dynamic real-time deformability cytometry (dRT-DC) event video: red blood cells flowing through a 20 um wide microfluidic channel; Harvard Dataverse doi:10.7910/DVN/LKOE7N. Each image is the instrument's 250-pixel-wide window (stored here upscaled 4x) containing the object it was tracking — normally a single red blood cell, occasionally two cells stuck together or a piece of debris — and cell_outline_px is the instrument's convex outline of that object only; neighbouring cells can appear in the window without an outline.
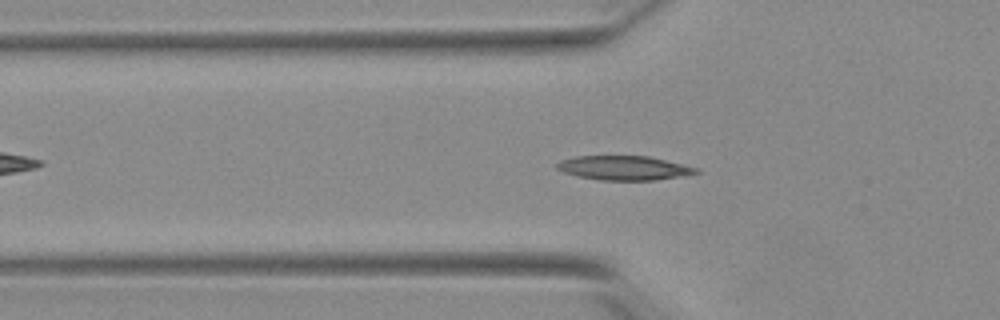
{"species": "Egyptian fruit bat (a non-hibernating species)", "species_latin": "Rousettus aegyptiacus", "temperature_condition": "warm", "stored_images_in_passage": 47, "camera_frame_rate_fps": 3000, "um_per_image_px": 0.085, "animal": {"sex": "female"}, "frame": {"image": 1, "passage_image": 11, "time_ms": 3.333, "image_size_px": [1000, 320], "cell_outline_px": [[700, 172], [684, 176], [656, 180], [600, 180], [576, 176], [564, 172], [556, 168], [556, 164], [560, 160], [576, 156], [648, 156], [696, 168]], "centroid_in_image_um": [52.99, 14.28], "position_along_channel_um": 72.8, "area_um2": 19.54}}
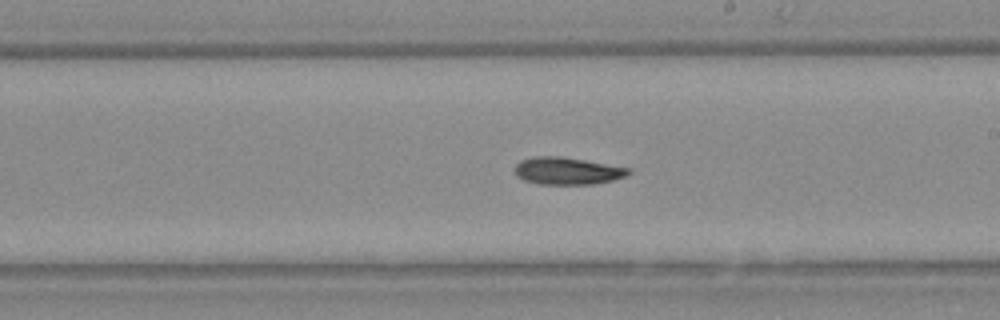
{"frame": {"image": 2, "passage_image": 24, "time_ms": 7.667, "image_size_px": [1000, 320], "cell_outline_px": [[632, 172], [624, 176], [612, 180], [592, 184], [540, 184], [524, 180], [516, 176], [512, 168], [520, 160], [532, 156], [560, 156], [632, 168]], "centroid_in_image_um": [48.17, 14.52], "position_along_channel_um": 240.8, "area_um2": 18.21}}
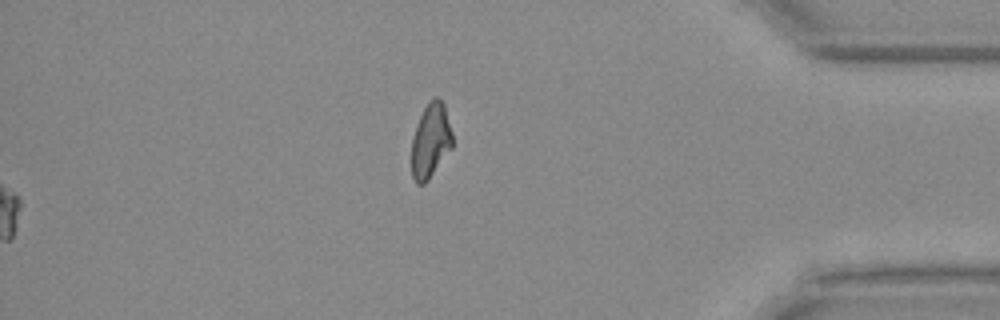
{"frame": {"image": 3, "passage_image": 47, "time_ms": 15.333, "image_size_px": [1000, 320], "cell_outline_px": [[452, 148], [428, 180], [424, 184], [416, 184], [412, 176], [412, 140], [416, 124], [424, 108], [432, 96], [436, 96], [444, 104], [452, 132]], "centroid_in_image_um": [36.6, 11.95], "position_along_channel_um": 398.6, "area_um2": 17.74}}